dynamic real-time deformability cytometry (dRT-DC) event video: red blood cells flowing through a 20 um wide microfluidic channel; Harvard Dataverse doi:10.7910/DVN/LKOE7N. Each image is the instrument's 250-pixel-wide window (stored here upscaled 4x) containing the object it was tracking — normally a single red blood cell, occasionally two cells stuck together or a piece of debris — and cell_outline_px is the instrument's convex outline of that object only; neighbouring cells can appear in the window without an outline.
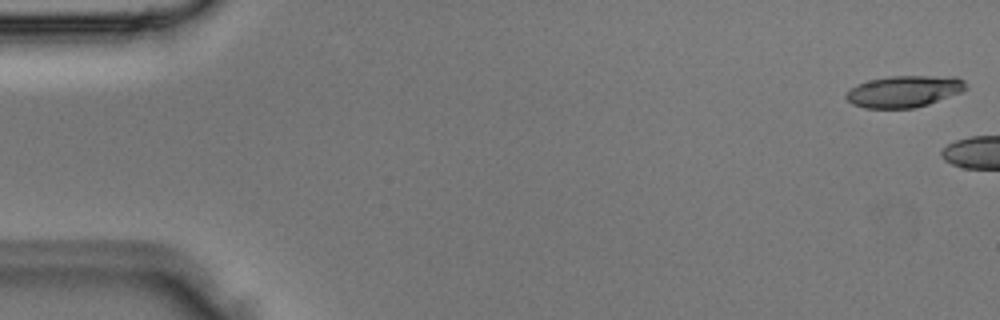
{"species": "Egyptian fruit bat (a non-hibernating species)", "species_latin": "Rousettus aegyptiacus", "temperature_condition": "room temperature", "stored_images_in_passage": 3, "camera_frame_rate_fps": 3000, "um_per_image_px": 0.085, "animal": {"sex": "male"}, "frame": {"image": 1, "passage_image": 1, "time_ms": 0.0, "image_size_px": [1000, 320], "cell_outline_px": [[964, 88], [960, 92], [928, 104], [912, 108], [864, 108], [852, 104], [844, 96], [856, 84], [868, 80], [888, 76], [956, 76], [964, 80]], "centroid_in_image_um": [76.8, 7.76], "position_along_channel_um": 8.2, "area_um2": 21.91}}